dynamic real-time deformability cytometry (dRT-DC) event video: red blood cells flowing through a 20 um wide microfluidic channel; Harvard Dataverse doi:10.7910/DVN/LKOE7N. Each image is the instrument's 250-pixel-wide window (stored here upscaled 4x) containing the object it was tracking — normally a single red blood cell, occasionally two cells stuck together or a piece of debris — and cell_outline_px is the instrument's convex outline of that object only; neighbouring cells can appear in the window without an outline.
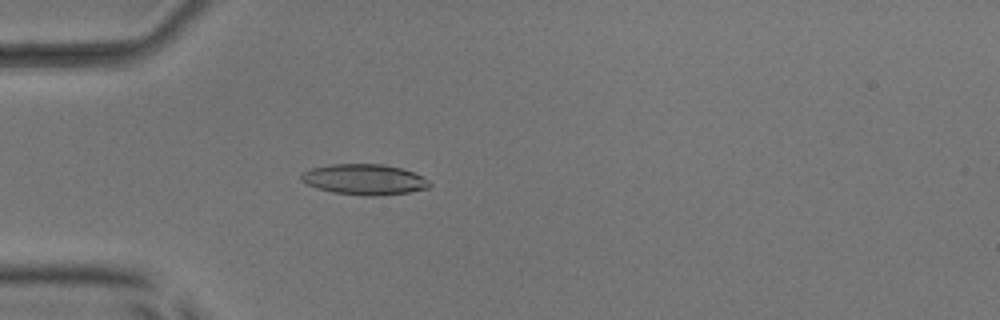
{"species": "common noctule bat (a hibernating species)", "species_latin": "Nyctalus noctula", "temperature_condition": "room temperature", "stored_images_in_passage": 50, "camera_frame_rate_fps": 3000, "um_per_image_px": 0.085, "animal": {"sex": "male", "body_mass_g": 17.9, "forearm_length_mm": 54.2}, "frame": {"image": 1, "passage_image": 14, "time_ms": 4.333, "image_size_px": [1000, 320], "cell_outline_px": [[432, 184], [428, 188], [408, 192], [376, 196], [364, 196], [332, 192], [308, 184], [300, 180], [300, 176], [304, 172], [312, 168], [332, 164], [384, 164], [400, 168], [412, 172], [428, 180]], "centroid_in_image_um": [30.97, 15.25], "position_along_channel_um": 54.0, "area_um2": 22.66}}
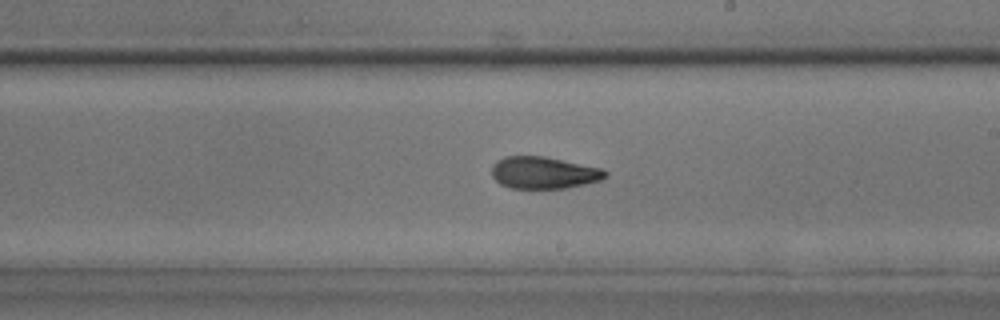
{"frame": {"image": 2, "passage_image": 29, "time_ms": 9.333, "image_size_px": [1000, 320], "cell_outline_px": [[608, 176], [600, 180], [584, 184], [564, 188], [512, 188], [500, 184], [492, 176], [492, 164], [496, 160], [504, 156], [544, 156], [600, 168], [608, 172]], "centroid_in_image_um": [46.19, 14.67], "position_along_channel_um": 242.8, "area_um2": 21.1}}
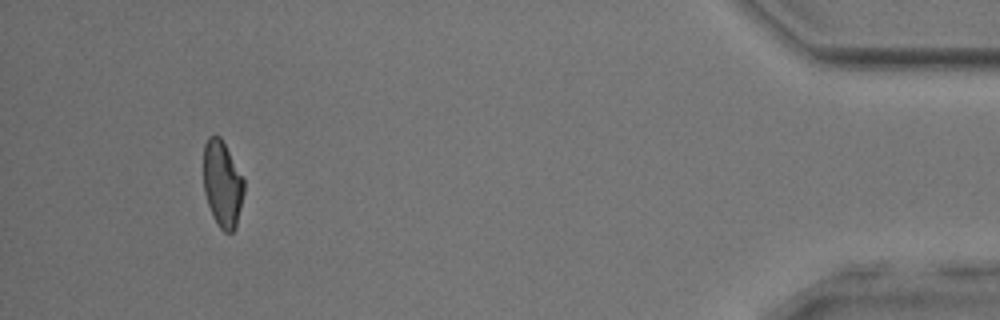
{"frame": {"image": 3, "passage_image": 47, "time_ms": 15.333, "image_size_px": [1000, 320], "cell_outline_px": [[244, 192], [236, 228], [232, 232], [224, 232], [220, 228], [208, 204], [204, 192], [204, 144], [208, 136], [220, 136], [244, 180]], "centroid_in_image_um": [18.9, 15.64], "position_along_channel_um": 416.3, "area_um2": 20.06}, "authors_computed_cell_mechanics": {"area_um2": 21.5594, "velocity_mm_per_s": 3.9901, "shape_relaxation_time_tau1_ms": null, "shape_relaxation_time_tau2_ms": 1.8075, "deformation_change_tau1": null, "deformation_change_tau2": 0.0752}}